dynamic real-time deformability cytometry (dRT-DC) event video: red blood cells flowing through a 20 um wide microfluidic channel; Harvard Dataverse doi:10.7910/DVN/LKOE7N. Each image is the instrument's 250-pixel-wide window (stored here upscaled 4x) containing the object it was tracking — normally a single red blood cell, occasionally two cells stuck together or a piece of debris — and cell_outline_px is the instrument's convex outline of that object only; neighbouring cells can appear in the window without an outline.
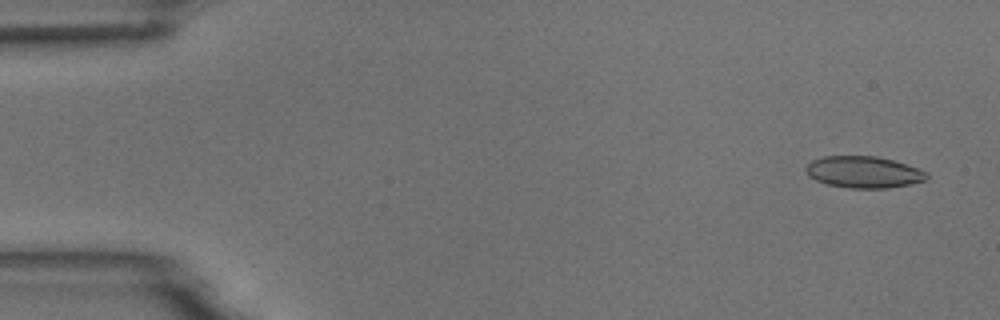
{"species": "common noctule bat (a hibernating species)", "species_latin": "Nyctalus noctula", "temperature_condition": "room temperature", "stored_images_in_passage": 9, "camera_frame_rate_fps": 3000, "um_per_image_px": 0.085, "animal": {"sex": "male", "body_mass_g": 18.8}, "frame": {"image": 1, "passage_image": 1, "time_ms": 0.0, "image_size_px": [1000, 320], "cell_outline_px": [[928, 176], [924, 180], [908, 184], [888, 188], [848, 188], [828, 184], [816, 180], [808, 176], [804, 168], [812, 160], [824, 156], [876, 156], [892, 160], [928, 172]], "centroid_in_image_um": [73.36, 14.62], "position_along_channel_um": 11.6, "area_um2": 22.08}}
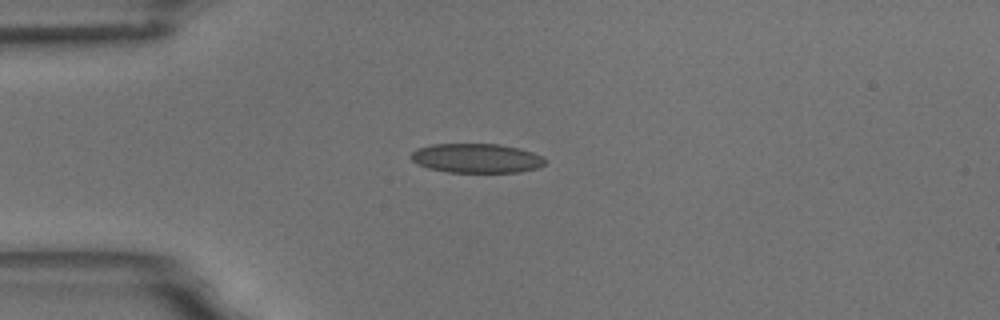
{"frame": {"image": 2, "passage_image": 4, "time_ms": 3.667, "image_size_px": [1000, 320], "cell_outline_px": [[548, 160], [540, 168], [520, 172], [448, 172], [428, 168], [416, 164], [408, 156], [416, 148], [432, 144], [496, 144], [520, 148], [544, 156]], "centroid_in_image_um": [40.51, 13.45], "position_along_channel_um": 44.5, "area_um2": 23.24}}
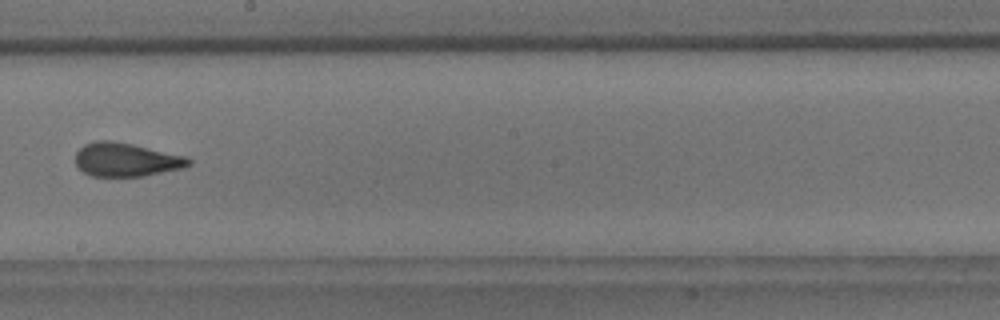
{"frame": {"image": 3, "passage_image": 9, "time_ms": 9.333, "image_size_px": [1000, 320], "cell_outline_px": [[192, 164], [184, 168], [144, 176], [92, 176], [84, 172], [76, 164], [76, 152], [84, 144], [96, 140], [112, 140], [132, 144], [188, 156], [192, 160]], "centroid_in_image_um": [10.77, 13.56], "position_along_channel_um": 237.4, "area_um2": 22.37}}